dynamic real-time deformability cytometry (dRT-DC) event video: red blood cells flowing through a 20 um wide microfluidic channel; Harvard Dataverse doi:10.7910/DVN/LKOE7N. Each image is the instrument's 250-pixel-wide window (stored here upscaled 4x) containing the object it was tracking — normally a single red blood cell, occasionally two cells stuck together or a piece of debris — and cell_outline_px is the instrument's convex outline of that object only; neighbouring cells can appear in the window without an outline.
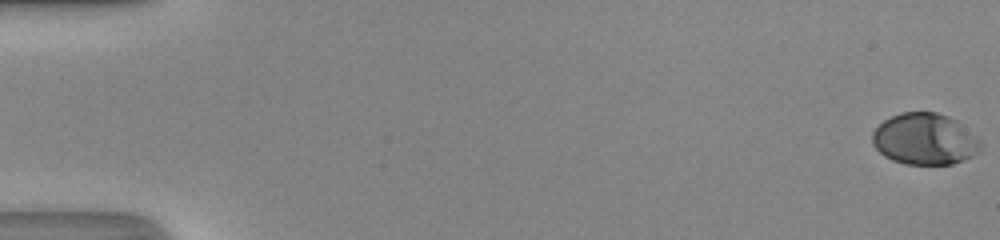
{"species": "human", "species_latin": "Homo sapiens", "temperature_condition": "room temperature", "stored_images_in_passage": 50, "camera_frame_rate_fps": 3000, "um_per_image_px": 0.085, "donor": {"sex": "male"}, "frame": {"image": 1, "passage_image": 1, "time_ms": 0.0, "image_size_px": [1000, 240], "cell_outline_px": [[980, 144], [976, 152], [972, 156], [952, 164], [904, 164], [892, 160], [884, 156], [872, 144], [872, 132], [884, 120], [900, 112], [936, 112], [948, 116], [956, 120]], "centroid_in_image_um": [78.52, 11.82], "position_along_channel_um": 6.5, "area_um2": 31.85}}
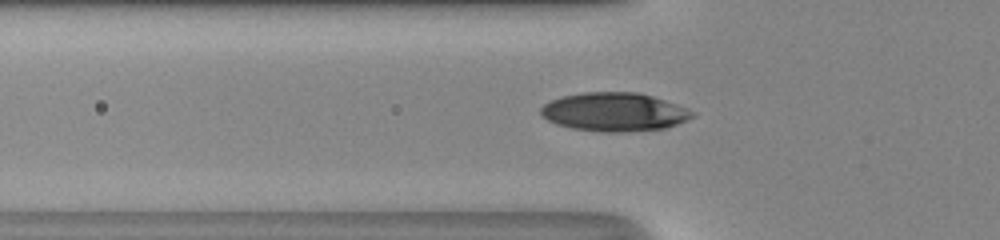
{"frame": {"image": 2, "passage_image": 19, "time_ms": 6.0, "image_size_px": [1000, 240], "cell_outline_px": [[696, 116], [676, 124], [664, 128], [628, 132], [604, 132], [572, 128], [556, 124], [548, 120], [540, 112], [540, 108], [544, 104], [560, 96], [584, 92], [636, 92], [652, 96], [688, 108], [696, 112]], "centroid_in_image_um": [52.23, 9.51], "position_along_channel_um": 73.6, "area_um2": 34.1}}
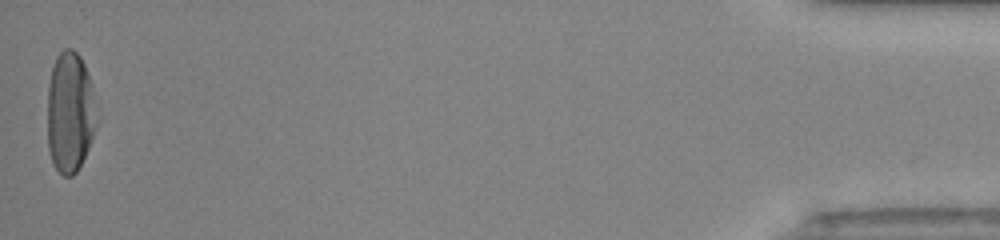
{"frame": {"image": 3, "passage_image": 50, "time_ms": 16.333, "image_size_px": [1000, 240], "cell_outline_px": [[100, 120], [88, 148], [76, 172], [72, 176], [64, 176], [52, 164], [48, 148], [48, 84], [52, 68], [56, 56], [64, 48], [72, 48], [80, 56], [84, 64], [92, 84], [100, 116]], "centroid_in_image_um": [5.99, 9.53], "position_along_channel_um": 429.2, "area_um2": 35.37}, "authors_computed_cell_mechanics": {"area_um2": 33.235, "velocity_mm_per_s": 4.3378, "shape_relaxation_time_tau1_ms": 4.0924, "shape_relaxation_time_tau2_ms": null, "deformation_change_tau1": 0.2012, "deformation_change_tau2": null}}